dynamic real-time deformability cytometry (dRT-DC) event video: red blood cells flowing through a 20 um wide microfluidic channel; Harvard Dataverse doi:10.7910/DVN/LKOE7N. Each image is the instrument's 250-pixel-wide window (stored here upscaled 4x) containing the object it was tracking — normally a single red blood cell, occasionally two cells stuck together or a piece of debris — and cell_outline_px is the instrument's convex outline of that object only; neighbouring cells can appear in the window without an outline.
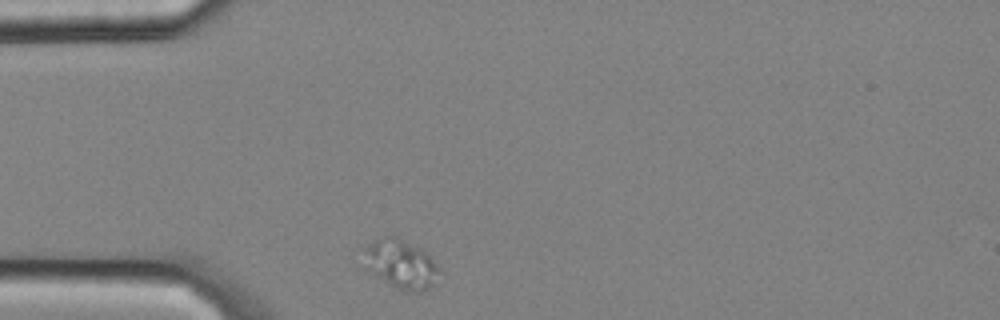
{"species": "common noctule bat (a hibernating species)", "species_latin": "Nyctalus noctula", "temperature_condition": "cold", "stored_images_in_passage": 2, "camera_frame_rate_fps": 3000, "um_per_image_px": 0.085, "animal": {"sex": "male", "body_mass_g": 20.4}, "frame": {"image": 1, "passage_image": 1, "time_ms": 0.0, "image_size_px": [1000, 320], "cell_outline_px": [[440, 272], [432, 288], [420, 292], [412, 292], [400, 288], [384, 280], [372, 272], [364, 248], [368, 244], [384, 236], [396, 236], [424, 252], [440, 268]], "centroid_in_image_um": [34.16, 22.46], "position_along_channel_um": 50.8, "area_um2": 20.4}}